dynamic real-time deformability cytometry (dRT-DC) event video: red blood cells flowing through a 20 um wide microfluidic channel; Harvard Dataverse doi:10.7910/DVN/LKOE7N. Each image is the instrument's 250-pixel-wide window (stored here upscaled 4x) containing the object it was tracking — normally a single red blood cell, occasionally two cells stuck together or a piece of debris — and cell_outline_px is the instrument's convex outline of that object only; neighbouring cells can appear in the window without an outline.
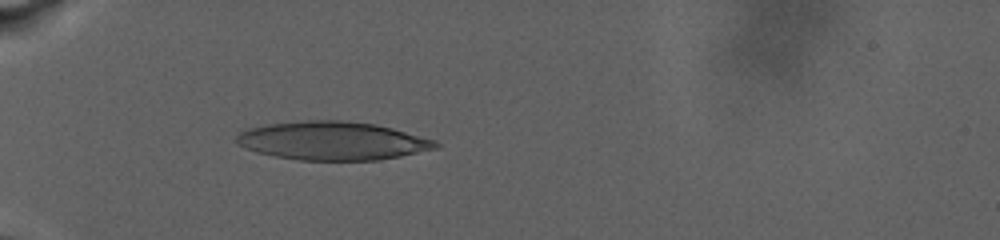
{"species": "human", "species_latin": "Homo sapiens", "temperature_condition": "warm", "stored_images_in_passage": 70, "camera_frame_rate_fps": 3000, "um_per_image_px": 0.085, "donor": {"sex": "male"}, "frame": {"image": 1, "passage_image": 29, "time_ms": 10.333, "image_size_px": [1000, 240], "cell_outline_px": [[440, 144], [436, 148], [400, 156], [380, 160], [300, 160], [276, 156], [256, 152], [236, 144], [236, 136], [240, 132], [248, 128], [268, 124], [308, 120], [340, 120], [376, 124], [392, 128], [436, 140]], "centroid_in_image_um": [28.25, 11.97], "position_along_channel_um": 56.7, "area_um2": 44.51}}
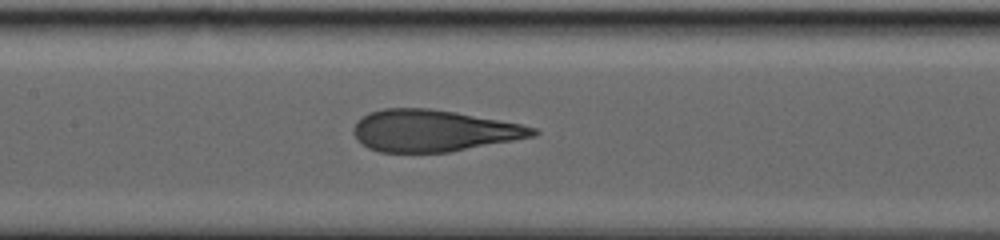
{"frame": {"image": 2, "passage_image": 39, "time_ms": 16.0, "image_size_px": [1000, 240], "cell_outline_px": [[540, 132], [536, 136], [448, 152], [380, 152], [368, 148], [356, 140], [352, 132], [352, 128], [356, 120], [368, 112], [384, 108], [428, 108], [456, 112], [520, 124], [536, 128]], "centroid_in_image_um": [36.79, 11.1], "position_along_channel_um": 170.6, "area_um2": 43.7}}
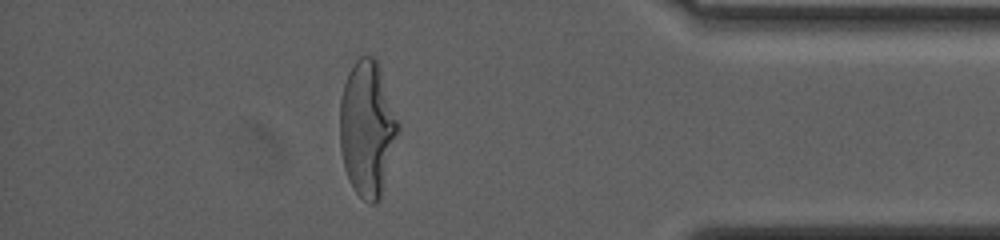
{"frame": {"image": 3, "passage_image": 60, "time_ms": 26.667, "image_size_px": [1000, 240], "cell_outline_px": [[400, 128], [380, 200], [376, 204], [372, 204], [364, 200], [352, 188], [348, 180], [344, 168], [340, 148], [340, 100], [344, 84], [348, 72], [356, 60], [360, 56], [372, 56], [376, 60], [380, 68], [400, 124]], "centroid_in_image_um": [31.22, 10.95], "position_along_channel_um": 404.0, "area_um2": 46.18}, "authors_computed_cell_mechanics": {"area_um2": 44.3326, "velocity_mm_per_s": 2.4176, "shape_relaxation_time_tau1_ms": 8.5954, "shape_relaxation_time_tau2_ms": null, "deformation_change_tau1": 0.282, "deformation_change_tau2": null}}